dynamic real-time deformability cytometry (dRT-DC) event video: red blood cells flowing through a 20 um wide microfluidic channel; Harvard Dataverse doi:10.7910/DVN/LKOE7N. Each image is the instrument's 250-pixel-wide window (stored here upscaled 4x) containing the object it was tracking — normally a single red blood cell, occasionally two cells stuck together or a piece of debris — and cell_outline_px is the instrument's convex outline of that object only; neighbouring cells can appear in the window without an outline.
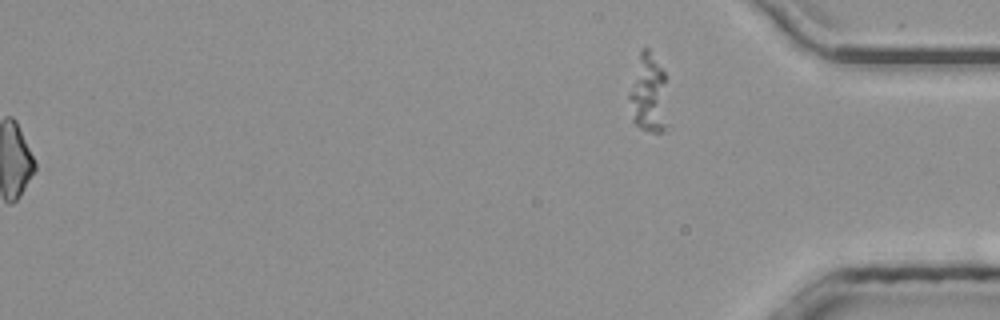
{"species": "common noctule bat (a hibernating species)", "species_latin": "Nyctalus noctula", "temperature_condition": "room temperature", "stored_images_in_passage": 47, "segment_of_instrument_passage": [2, 2], "camera_frame_rate_fps": 3000, "um_per_image_px": 0.085, "animal": {"sex": "male", "body_mass_g": 20.4}, "frame": {"image": 1, "passage_image": 47, "time_ms": 15.333, "image_size_px": [1000, 320], "cell_outline_px": [[664, 80], [660, 132], [652, 132], [640, 128], [632, 120], [628, 96], [640, 52], [644, 48], [648, 48], [664, 72]], "centroid_in_image_um": [55.0, 7.89], "position_along_channel_um": 380.2, "area_um2": 16.07}}